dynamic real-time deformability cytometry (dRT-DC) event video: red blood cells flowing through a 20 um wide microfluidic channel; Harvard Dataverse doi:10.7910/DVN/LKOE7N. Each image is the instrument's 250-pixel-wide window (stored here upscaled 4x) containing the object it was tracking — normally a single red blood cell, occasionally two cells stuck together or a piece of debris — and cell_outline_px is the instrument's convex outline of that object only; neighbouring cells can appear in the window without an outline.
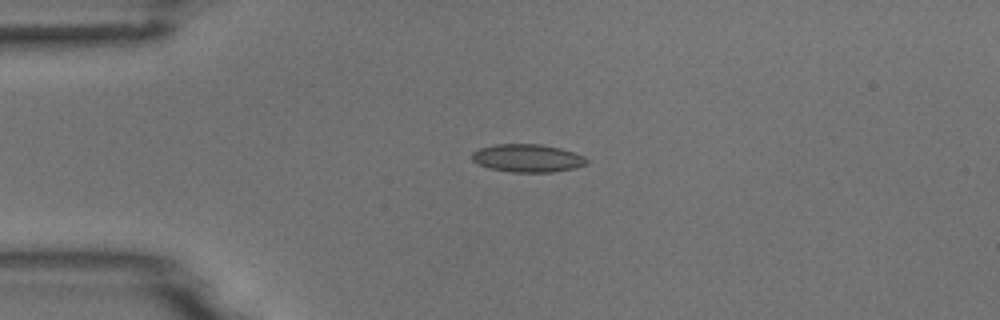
{"species": "common noctule bat (a hibernating species)", "species_latin": "Nyctalus noctula", "temperature_condition": "room temperature", "stored_images_in_passage": 4, "camera_frame_rate_fps": 3000, "um_per_image_px": 0.085, "animal": {"sex": "male", "body_mass_g": 18.8}, "frame": {"image": 1, "passage_image": 4, "time_ms": 3.667, "image_size_px": [1000, 320], "cell_outline_px": [[588, 160], [584, 164], [572, 168], [552, 172], [512, 172], [488, 168], [472, 160], [472, 152], [480, 148], [496, 144], [540, 144], [560, 148], [584, 156]], "centroid_in_image_um": [44.8, 13.44], "position_along_channel_um": 40.2, "area_um2": 18.44}}